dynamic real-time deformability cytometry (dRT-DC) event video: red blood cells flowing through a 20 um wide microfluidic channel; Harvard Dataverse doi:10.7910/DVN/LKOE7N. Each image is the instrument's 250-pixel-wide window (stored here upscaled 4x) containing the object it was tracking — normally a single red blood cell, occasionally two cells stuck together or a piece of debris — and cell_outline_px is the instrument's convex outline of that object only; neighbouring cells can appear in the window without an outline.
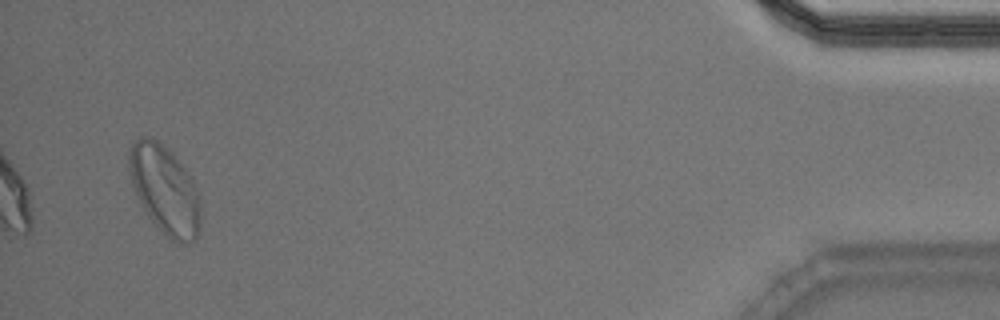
{"species": "Egyptian fruit bat (a non-hibernating species)", "species_latin": "Rousettus aegyptiacus", "temperature_condition": "warm", "stored_images_in_passage": 36, "segment_of_instrument_passage": [2, 2], "camera_frame_rate_fps": 3000, "um_per_image_px": 0.085, "animal": {"sex": "male"}, "frame": {"image": 1, "passage_image": 34, "time_ms": 11.0, "image_size_px": [1000, 320], "cell_outline_px": [[200, 224], [196, 236], [188, 244], [184, 244], [172, 240], [148, 216], [140, 204], [132, 184], [128, 168], [128, 152], [132, 140], [140, 136], [148, 136], [156, 140], [172, 152], [184, 168], [192, 180], [196, 188], [200, 200]], "centroid_in_image_um": [13.98, 16.08], "position_along_channel_um": 421.2, "area_um2": 36.76}}